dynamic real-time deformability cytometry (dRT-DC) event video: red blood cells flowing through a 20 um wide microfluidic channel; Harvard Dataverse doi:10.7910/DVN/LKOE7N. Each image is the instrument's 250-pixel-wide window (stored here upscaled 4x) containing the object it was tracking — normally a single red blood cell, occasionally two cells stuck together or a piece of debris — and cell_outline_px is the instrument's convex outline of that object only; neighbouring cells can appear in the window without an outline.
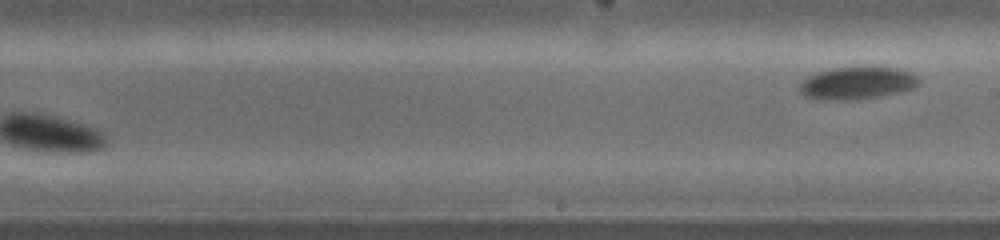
{"species": "common noctule bat (a hibernating species)", "species_latin": "Nyctalus noctula", "temperature_condition": "warm", "stored_images_in_passage": 15, "segment_of_instrument_passage": [2, 2], "camera_frame_rate_fps": 5000, "um_per_image_px": 0.085, "animal": {"sex": "female", "body_mass_g": 19.0, "forearm_length_mm": 53.3}, "frame": {"image": 1, "passage_image": 15, "time_ms": 4.4, "image_size_px": [1000, 240], "cell_outline_px": [[920, 84], [912, 88], [900, 92], [852, 100], [820, 100], [804, 96], [800, 92], [800, 84], [808, 76], [820, 72], [836, 68], [896, 68], [908, 72], [916, 76], [920, 80]], "centroid_in_image_um": [72.84, 7.09], "position_along_channel_um": 216.2, "area_um2": 22.02}}